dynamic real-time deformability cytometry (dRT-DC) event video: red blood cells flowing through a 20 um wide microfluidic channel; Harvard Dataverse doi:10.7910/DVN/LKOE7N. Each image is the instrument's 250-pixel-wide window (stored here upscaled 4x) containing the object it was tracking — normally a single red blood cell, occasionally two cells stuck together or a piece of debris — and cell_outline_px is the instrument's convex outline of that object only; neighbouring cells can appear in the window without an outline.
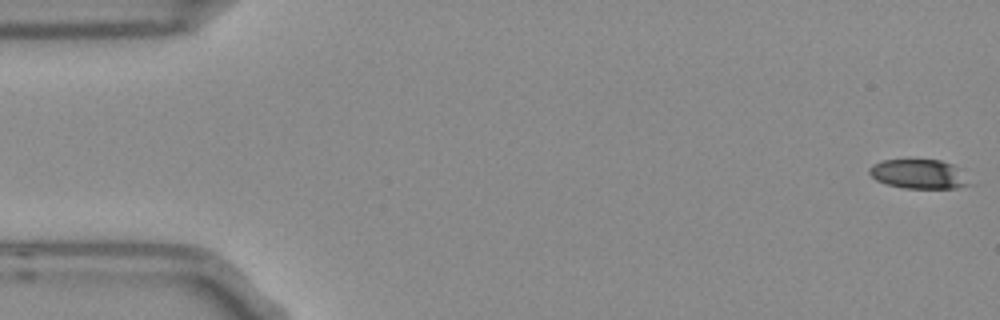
{"species": "Egyptian fruit bat (a non-hibernating species)", "species_latin": "Rousettus aegyptiacus", "temperature_condition": "room temperature", "stored_images_in_passage": 6, "camera_frame_rate_fps": 3000, "um_per_image_px": 0.085, "frame": {"image": 1, "passage_image": 1, "time_ms": 0.0, "image_size_px": [1000, 320], "cell_outline_px": [[976, 184], [956, 188], [904, 188], [888, 184], [876, 180], [868, 172], [868, 168], [872, 164], [884, 160], [940, 160], [952, 164]], "centroid_in_image_um": [78.14, 14.8], "position_along_channel_um": 6.9, "area_um2": 17.17}}